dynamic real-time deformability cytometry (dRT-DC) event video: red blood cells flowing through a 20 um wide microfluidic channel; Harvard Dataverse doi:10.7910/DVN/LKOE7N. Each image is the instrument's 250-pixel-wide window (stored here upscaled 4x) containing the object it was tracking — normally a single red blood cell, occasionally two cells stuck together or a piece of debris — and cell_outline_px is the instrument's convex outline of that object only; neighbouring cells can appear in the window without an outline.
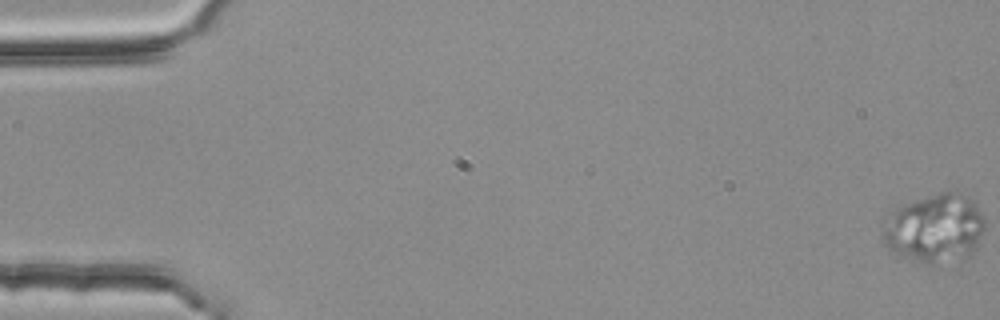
{"species": "common noctule bat (a hibernating species)", "species_latin": "Nyctalus noctula", "temperature_condition": "room temperature", "stored_images_in_passage": 5, "segment_of_instrument_passage": [1, 2], "camera_frame_rate_fps": 3000, "um_per_image_px": 0.085, "animal": {"sex": "female", "body_mass_g": 25.1}, "frame": {"image": 1, "passage_image": 1, "time_ms": 0.0, "image_size_px": [1000, 320], "cell_outline_px": [[984, 228], [976, 248], [972, 256], [968, 260], [936, 264], [924, 264], [892, 252], [884, 244], [880, 232], [880, 224], [884, 216], [904, 204], [940, 192], [956, 192], [972, 200], [976, 204], [984, 216]], "centroid_in_image_um": [79.43, 19.45], "position_along_channel_um": 5.6, "area_um2": 41.79}}